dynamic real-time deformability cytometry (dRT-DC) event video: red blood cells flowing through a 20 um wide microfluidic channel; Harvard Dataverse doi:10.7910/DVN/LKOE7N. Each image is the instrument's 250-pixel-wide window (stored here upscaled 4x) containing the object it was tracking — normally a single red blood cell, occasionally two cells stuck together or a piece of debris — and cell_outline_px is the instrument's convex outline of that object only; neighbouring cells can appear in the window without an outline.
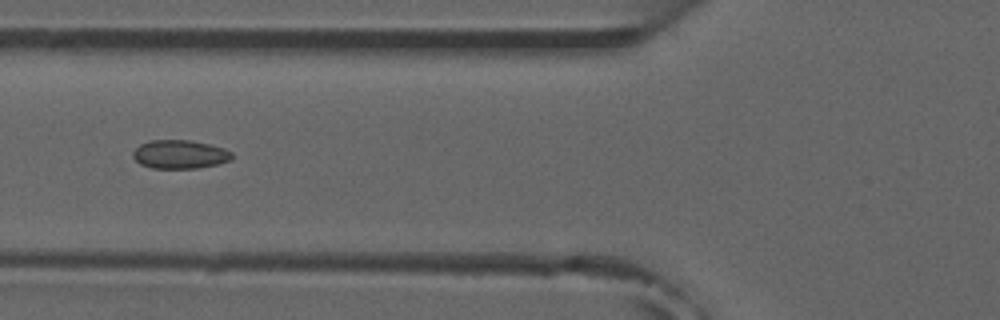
{"species": "common noctule bat (a hibernating species)", "species_latin": "Nyctalus noctula", "temperature_condition": "room temperature", "stored_images_in_passage": 5, "camera_frame_rate_fps": 3000, "um_per_image_px": 0.085, "animal": {"sex": "male", "forearm_length_mm": 52.5}, "frame": {"image": 1, "passage_image": 5, "time_ms": 4.667, "image_size_px": [1000, 320], "cell_outline_px": [[232, 160], [216, 164], [196, 168], [152, 168], [140, 164], [132, 156], [132, 152], [140, 144], [148, 140], [188, 140], [208, 144], [224, 148], [232, 152]], "centroid_in_image_um": [15.26, 13.11], "position_along_channel_um": 110.5, "area_um2": 16.47}}